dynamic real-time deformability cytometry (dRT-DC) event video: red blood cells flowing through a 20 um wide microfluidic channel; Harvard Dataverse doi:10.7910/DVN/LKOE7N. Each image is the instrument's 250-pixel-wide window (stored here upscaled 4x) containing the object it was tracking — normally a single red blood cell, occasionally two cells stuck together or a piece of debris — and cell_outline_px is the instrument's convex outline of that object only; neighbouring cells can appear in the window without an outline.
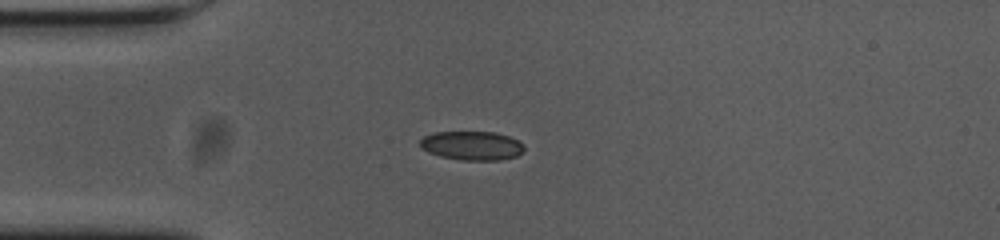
{"species": "common noctule bat (a hibernating species)", "species_latin": "Nyctalus noctula", "temperature_condition": "cold", "stored_images_in_passage": 55, "camera_frame_rate_fps": 3000, "um_per_image_px": 0.085, "animal": {"sex": "female", "body_mass_g": 23.0, "forearm_length_mm": 53.4}, "frame": {"image": 1, "passage_image": 13, "time_ms": 4.0, "image_size_px": [1000, 240], "cell_outline_px": [[524, 148], [516, 156], [496, 160], [464, 160], [440, 156], [428, 152], [420, 148], [420, 140], [424, 136], [432, 132], [496, 132], [508, 136], [524, 144]], "centroid_in_image_um": [40.07, 12.37], "position_along_channel_um": 44.9, "area_um2": 17.46}}
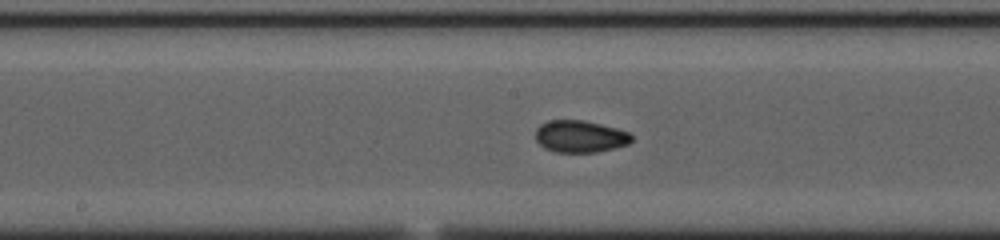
{"frame": {"image": 2, "passage_image": 27, "time_ms": 8.667, "image_size_px": [1000, 240], "cell_outline_px": [[632, 140], [628, 144], [596, 152], [556, 152], [544, 148], [536, 140], [536, 128], [540, 124], [548, 120], [584, 120], [616, 128], [628, 132], [632, 136]], "centroid_in_image_um": [49.28, 11.59], "position_along_channel_um": 198.9, "area_um2": 17.86}}
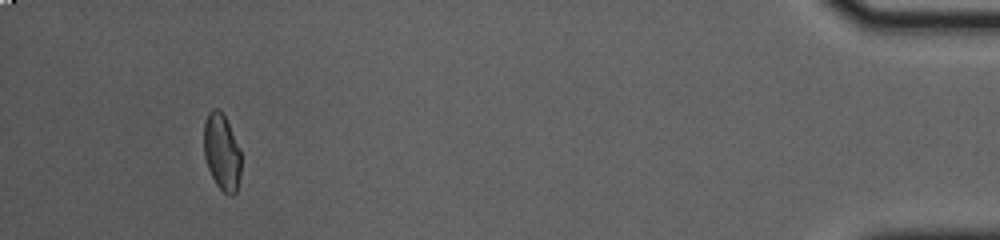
{"frame": {"image": 3, "passage_image": 51, "time_ms": 16.667, "image_size_px": [1000, 240], "cell_outline_px": [[240, 176], [236, 192], [232, 196], [228, 196], [216, 184], [208, 168], [204, 156], [204, 124], [208, 112], [212, 108], [216, 108], [224, 116], [240, 148]], "centroid_in_image_um": [18.85, 12.95], "position_along_channel_um": 416.4, "area_um2": 16.47}, "authors_computed_cell_mechanics": {"area_um2": 17.34, "velocity_mm_per_s": 3.6435, "shape_relaxation_time_tau1_ms": 7.5285, "shape_relaxation_time_tau2_ms": 2.0191, "deformation_change_tau1": 0.1452, "deformation_change_tau2": 0.0529}}